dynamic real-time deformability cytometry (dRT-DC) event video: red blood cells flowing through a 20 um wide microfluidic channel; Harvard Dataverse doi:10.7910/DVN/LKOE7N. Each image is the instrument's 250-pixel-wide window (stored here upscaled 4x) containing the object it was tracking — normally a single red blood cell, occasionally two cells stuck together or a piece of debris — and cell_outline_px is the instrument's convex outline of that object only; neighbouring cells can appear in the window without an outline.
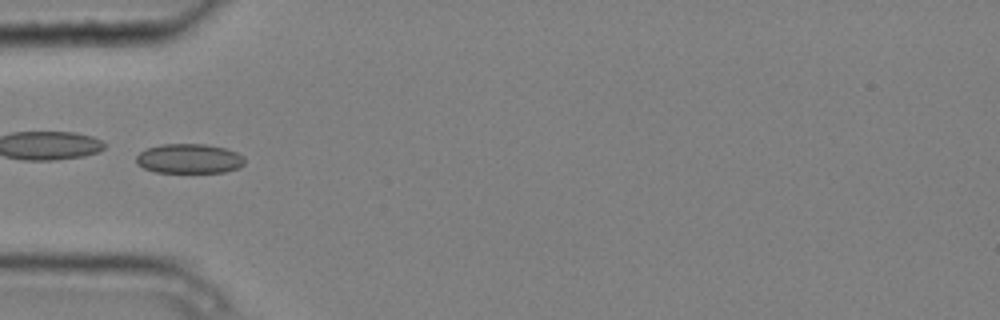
{"species": "common noctule bat (a hibernating species)", "species_latin": "Nyctalus noctula", "temperature_condition": "cold", "stored_images_in_passage": 7, "camera_frame_rate_fps": 3000, "um_per_image_px": 0.085, "animal": {"sex": "male", "body_mass_g": 20.4}, "frame": {"image": 1, "passage_image": 5, "time_ms": 1.333, "image_size_px": [1000, 320], "cell_outline_px": [[244, 164], [240, 168], [224, 172], [156, 172], [144, 168], [136, 164], [136, 156], [140, 152], [148, 148], [160, 144], [204, 144], [224, 148], [236, 152], [244, 156]], "centroid_in_image_um": [16.08, 13.49], "position_along_channel_um": 68.9, "area_um2": 18.73}}
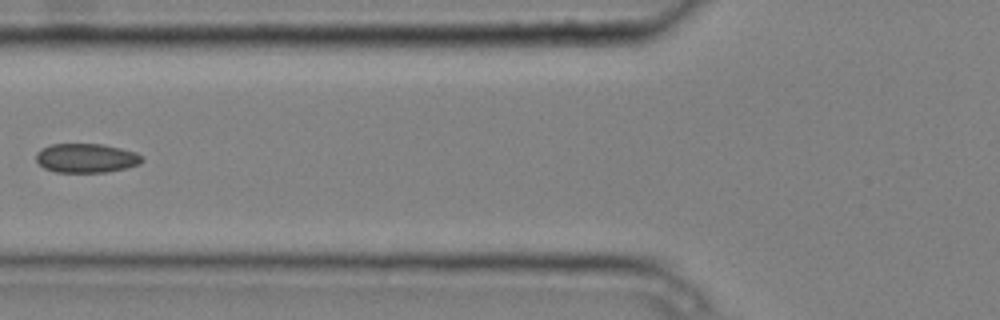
{"frame": {"image": 2, "passage_image": 6, "time_ms": 1.667, "image_size_px": [1000, 320], "cell_outline_px": [[144, 160], [140, 164], [108, 172], [56, 172], [44, 168], [36, 160], [36, 152], [40, 148], [52, 144], [104, 144], [136, 152], [144, 156]], "centroid_in_image_um": [7.34, 13.43], "position_along_channel_um": 118.5, "area_um2": 18.15}}
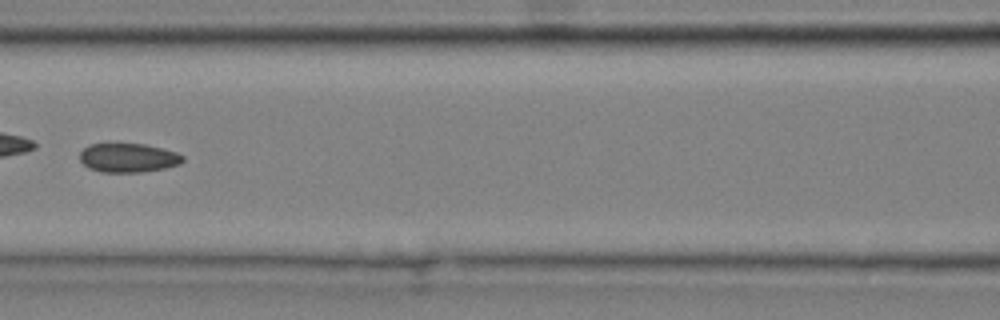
{"frame": {"image": 3, "passage_image": 7, "time_ms": 2.0, "image_size_px": [1000, 320], "cell_outline_px": [[184, 160], [180, 164], [164, 168], [140, 172], [100, 172], [88, 168], [80, 160], [80, 152], [88, 144], [144, 144], [176, 152], [184, 156]], "centroid_in_image_um": [10.88, 13.42], "position_along_channel_um": 155.7, "area_um2": 17.34}}